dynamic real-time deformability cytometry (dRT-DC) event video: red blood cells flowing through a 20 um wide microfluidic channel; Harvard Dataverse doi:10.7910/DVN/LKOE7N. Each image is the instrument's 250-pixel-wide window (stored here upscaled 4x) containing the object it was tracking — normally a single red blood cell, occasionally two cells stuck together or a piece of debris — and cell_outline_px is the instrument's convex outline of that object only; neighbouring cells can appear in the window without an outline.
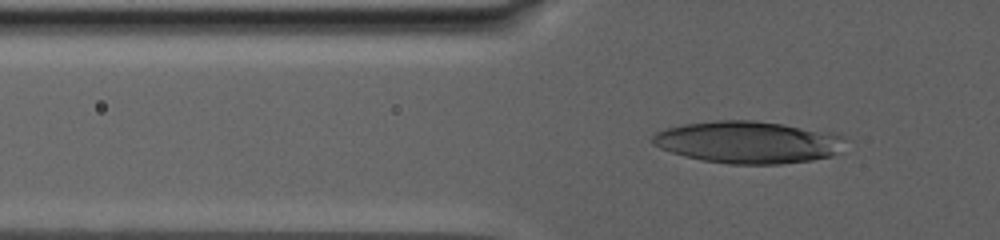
{"species": "human", "species_latin": "Homo sapiens", "temperature_condition": "warm", "stored_images_in_passage": 105, "camera_frame_rate_fps": 3000, "um_per_image_px": 0.085, "donor": {"sex": "male"}, "frame": {"image": 1, "passage_image": 61, "time_ms": 11.333, "image_size_px": [1000, 240], "cell_outline_px": [[844, 140], [836, 152], [832, 156], [812, 160], [780, 164], [728, 164], [704, 160], [684, 156], [660, 148], [652, 144], [652, 136], [656, 132], [668, 128], [684, 124], [716, 120], [752, 120], [784, 124], [832, 132], [844, 136]], "centroid_in_image_um": [63.57, 12.08], "position_along_channel_um": 62.2, "area_um2": 47.16}}
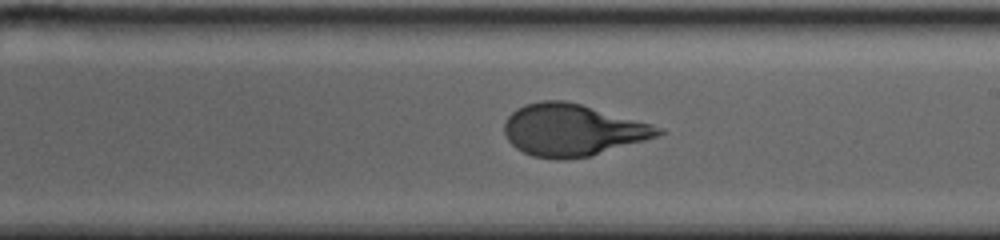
{"frame": {"image": 2, "passage_image": 86, "time_ms": 19.667, "image_size_px": [1000, 240], "cell_outline_px": [[668, 132], [644, 140], [592, 156], [564, 160], [556, 160], [532, 156], [516, 148], [508, 140], [504, 132], [504, 124], [508, 116], [516, 108], [524, 104], [544, 100], [564, 100], [580, 104], [652, 124], [664, 128]], "centroid_in_image_um": [48.65, 11.06], "position_along_channel_um": 240.4, "area_um2": 46.59}}
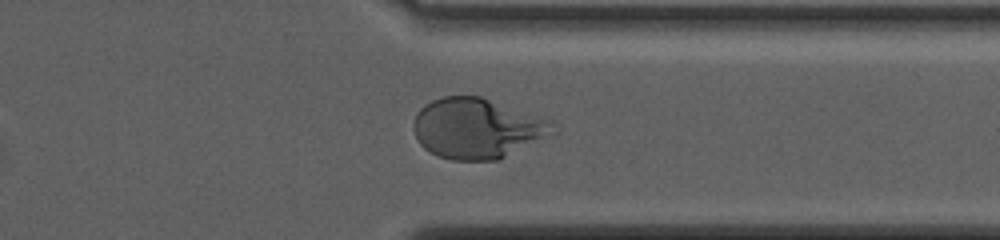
{"frame": {"image": 3, "passage_image": 104, "time_ms": 25.333, "image_size_px": [1000, 240], "cell_outline_px": [[560, 132], [500, 160], [452, 160], [436, 156], [424, 148], [420, 144], [412, 128], [412, 124], [416, 112], [424, 104], [432, 100], [444, 96], [480, 96], [552, 120], [560, 128]], "centroid_in_image_um": [40.61, 10.92], "position_along_channel_um": 370.8, "area_um2": 49.94}}